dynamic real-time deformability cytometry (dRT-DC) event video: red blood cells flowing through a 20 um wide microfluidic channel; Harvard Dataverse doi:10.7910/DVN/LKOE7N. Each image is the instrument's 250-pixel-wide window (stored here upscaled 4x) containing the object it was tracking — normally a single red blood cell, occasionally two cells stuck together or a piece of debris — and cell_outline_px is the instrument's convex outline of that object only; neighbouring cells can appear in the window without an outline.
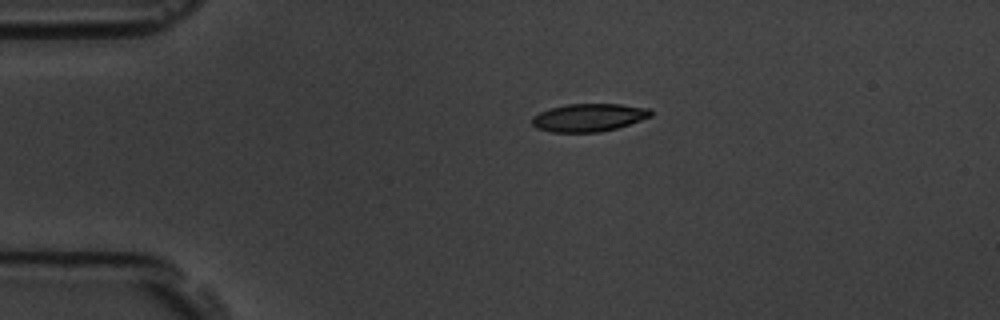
{"species": "common noctule bat (a hibernating species)", "species_latin": "Nyctalus noctula", "temperature_condition": "room temperature", "stored_images_in_passage": 3, "camera_frame_rate_fps": 3000, "um_per_image_px": 0.085, "animal": {"sex": "male", "body_mass_g": 19.5, "forearm_length_mm": 54.6}, "frame": {"image": 1, "passage_image": 1, "time_ms": 0.0, "image_size_px": [1000, 320], "cell_outline_px": [[652, 116], [616, 128], [600, 132], [552, 132], [536, 128], [532, 124], [532, 116], [540, 112], [552, 108], [568, 104], [620, 104], [648, 108], [652, 112]], "centroid_in_image_um": [50.03, 9.99], "position_along_channel_um": 35.0, "area_um2": 19.13}}
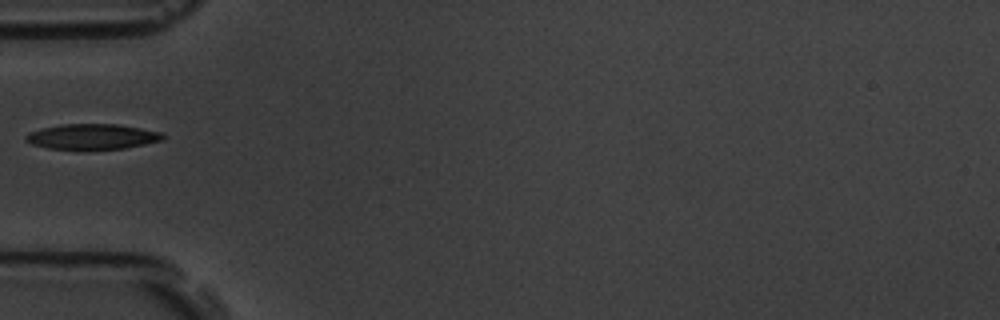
{"frame": {"image": 2, "passage_image": 3, "time_ms": 0.667, "image_size_px": [1000, 320], "cell_outline_px": [[168, 136], [160, 140], [144, 144], [124, 148], [48, 148], [32, 144], [24, 140], [24, 136], [28, 132], [60, 124], [116, 124], [140, 128], [160, 132]], "centroid_in_image_um": [7.82, 11.59], "position_along_channel_um": 77.2, "area_um2": 19.83}}